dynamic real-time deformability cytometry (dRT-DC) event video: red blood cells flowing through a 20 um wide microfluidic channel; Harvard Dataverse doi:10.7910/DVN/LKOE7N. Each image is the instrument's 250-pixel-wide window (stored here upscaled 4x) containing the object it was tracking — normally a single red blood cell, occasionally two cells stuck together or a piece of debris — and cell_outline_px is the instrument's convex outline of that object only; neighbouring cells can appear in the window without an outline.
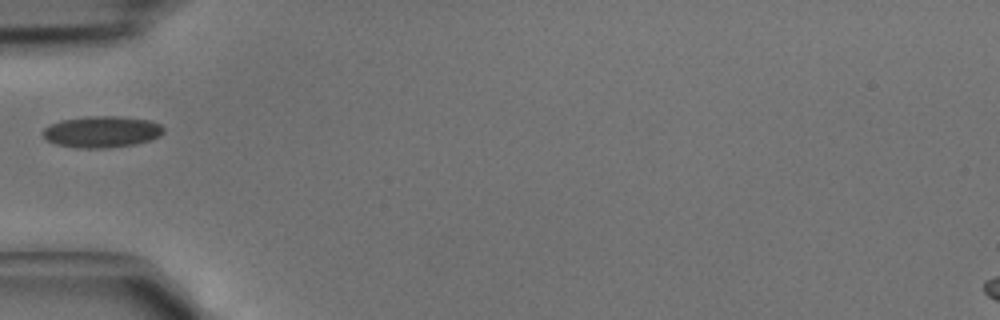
{"species": "common noctule bat (a hibernating species)", "species_latin": "Nyctalus noctula", "temperature_condition": "cold", "stored_images_in_passage": 1, "camera_frame_rate_fps": 3000, "um_per_image_px": 0.085, "animal": {"sex": "male", "body_mass_g": 15.6}, "frame": {"image": 1, "passage_image": 1, "time_ms": 0.0, "image_size_px": [1000, 320], "cell_outline_px": [[164, 132], [160, 136], [136, 144], [108, 148], [80, 148], [56, 144], [48, 140], [40, 132], [44, 128], [60, 120], [88, 116], [116, 116], [152, 120], [160, 124], [164, 128]], "centroid_in_image_um": [8.67, 11.2], "position_along_channel_um": 76.3, "area_um2": 22.2}}